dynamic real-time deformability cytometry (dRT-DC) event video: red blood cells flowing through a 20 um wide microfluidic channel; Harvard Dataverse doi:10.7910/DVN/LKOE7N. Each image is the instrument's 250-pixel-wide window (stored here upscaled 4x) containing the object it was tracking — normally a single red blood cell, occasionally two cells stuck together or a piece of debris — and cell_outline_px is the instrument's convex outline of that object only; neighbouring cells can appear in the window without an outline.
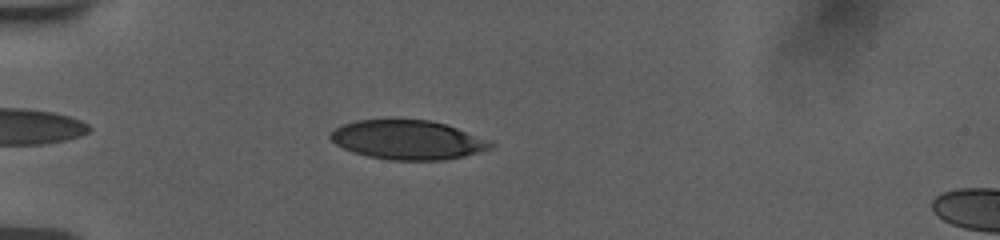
{"species": "human", "species_latin": "Homo sapiens", "temperature_condition": "room temperature", "stored_images_in_passage": 41, "camera_frame_rate_fps": 3000, "um_per_image_px": 0.085, "donor": {"sex": "female"}, "frame": {"image": 1, "passage_image": 6, "time_ms": 1.667, "image_size_px": [1000, 240], "cell_outline_px": [[496, 144], [492, 148], [464, 156], [444, 160], [392, 160], [368, 156], [352, 152], [336, 144], [328, 136], [336, 128], [344, 124], [356, 120], [432, 120], [492, 140]], "centroid_in_image_um": [34.69, 11.89], "position_along_channel_um": 50.3, "area_um2": 36.47}}
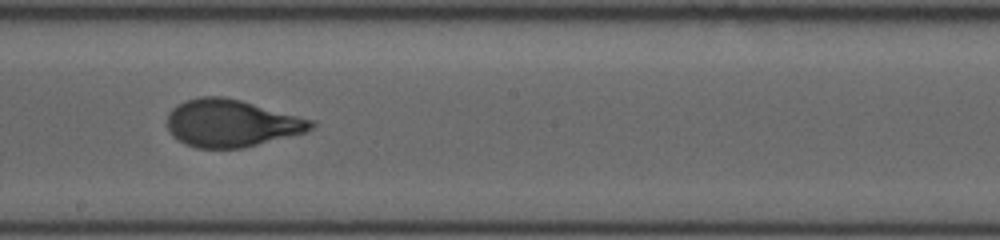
{"frame": {"image": 2, "passage_image": 22, "time_ms": 7.0, "image_size_px": [1000, 240], "cell_outline_px": [[316, 124], [312, 128], [304, 132], [244, 148], [196, 148], [184, 144], [172, 136], [168, 128], [168, 112], [176, 104], [184, 100], [200, 96], [220, 96], [240, 100], [316, 120]], "centroid_in_image_um": [19.65, 10.47], "position_along_channel_um": 228.6, "area_um2": 39.88}}
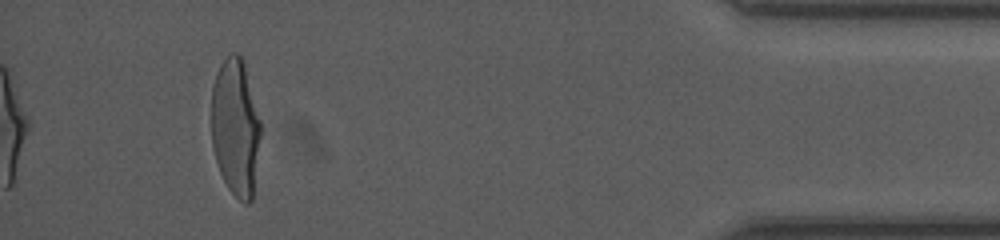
{"frame": {"image": 3, "passage_image": 41, "time_ms": 13.333, "image_size_px": [1000, 240], "cell_outline_px": [[260, 132], [252, 200], [248, 204], [244, 204], [228, 188], [220, 172], [212, 148], [212, 84], [216, 72], [220, 64], [232, 52], [236, 52], [244, 60], [260, 120]], "centroid_in_image_um": [20.01, 10.79], "position_along_channel_um": 415.2, "area_um2": 39.25}, "authors_computed_cell_mechanics": {"area_um2": 39.4196, "velocity_mm_per_s": 3.777, "shape_relaxation_time_tau1_ms": 4.1131, "shape_relaxation_time_tau2_ms": null, "deformation_change_tau1": 0.1874, "deformation_change_tau2": null}}